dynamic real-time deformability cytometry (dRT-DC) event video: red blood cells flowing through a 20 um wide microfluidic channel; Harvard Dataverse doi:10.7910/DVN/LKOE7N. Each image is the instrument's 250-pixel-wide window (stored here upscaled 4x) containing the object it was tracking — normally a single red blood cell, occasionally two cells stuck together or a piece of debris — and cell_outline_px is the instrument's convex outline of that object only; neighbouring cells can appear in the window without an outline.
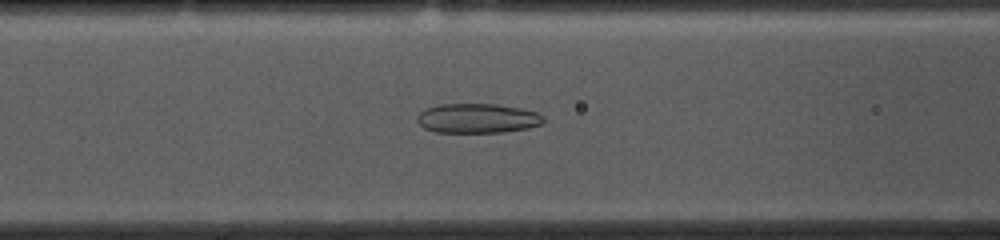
{"species": "common noctule bat (a hibernating species)", "species_latin": "Nyctalus noctula", "temperature_condition": "cold", "stored_images_in_passage": 53, "camera_frame_rate_fps": 3000, "um_per_image_px": 0.085, "animal": {"sex": "female", "body_mass_g": 10.0, "forearm_length_mm": 53.1}, "frame": {"image": 1, "passage_image": 20, "time_ms": 6.333, "image_size_px": [1000, 240], "cell_outline_px": [[544, 124], [528, 128], [500, 132], [436, 132], [424, 128], [416, 120], [416, 116], [420, 112], [428, 108], [440, 104], [496, 104], [520, 108], [536, 112], [544, 116]], "centroid_in_image_um": [40.6, 10.05], "position_along_channel_um": 126.0, "area_um2": 21.73}}
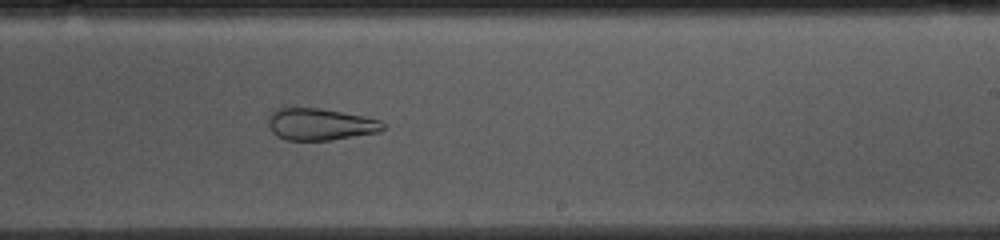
{"frame": {"image": 2, "passage_image": 31, "time_ms": 10.0, "image_size_px": [1000, 240], "cell_outline_px": [[384, 128], [380, 132], [328, 140], [284, 140], [276, 136], [272, 132], [268, 124], [268, 116], [276, 108], [320, 108], [364, 116], [380, 120], [384, 124]], "centroid_in_image_um": [27.19, 10.56], "position_along_channel_um": 261.8, "area_um2": 21.33}}
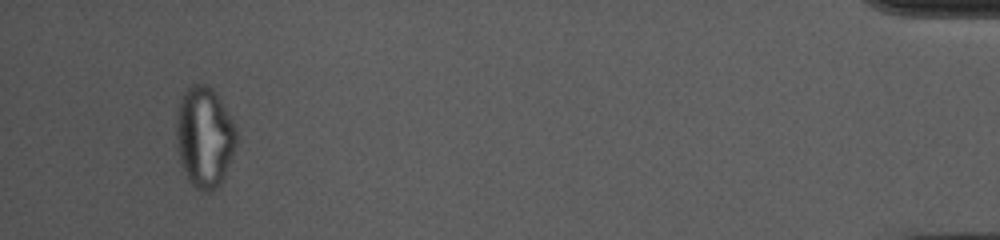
{"frame": {"image": 3, "passage_image": 50, "time_ms": 16.333, "image_size_px": [1000, 240], "cell_outline_px": [[236, 144], [224, 176], [216, 188], [208, 192], [204, 192], [196, 188], [188, 180], [180, 160], [176, 148], [176, 116], [180, 100], [184, 92], [192, 84], [204, 84], [212, 88], [236, 124]], "centroid_in_image_um": [17.36, 11.64], "position_along_channel_um": 417.8, "area_um2": 35.2}, "authors_computed_cell_mechanics": {"area_um2": 27.744, "velocity_mm_per_s": 3.7062, "shape_relaxation_time_tau1_ms": null, "shape_relaxation_time_tau2_ms": 2.8558, "deformation_change_tau1": null, "deformation_change_tau2": 0.1117}}